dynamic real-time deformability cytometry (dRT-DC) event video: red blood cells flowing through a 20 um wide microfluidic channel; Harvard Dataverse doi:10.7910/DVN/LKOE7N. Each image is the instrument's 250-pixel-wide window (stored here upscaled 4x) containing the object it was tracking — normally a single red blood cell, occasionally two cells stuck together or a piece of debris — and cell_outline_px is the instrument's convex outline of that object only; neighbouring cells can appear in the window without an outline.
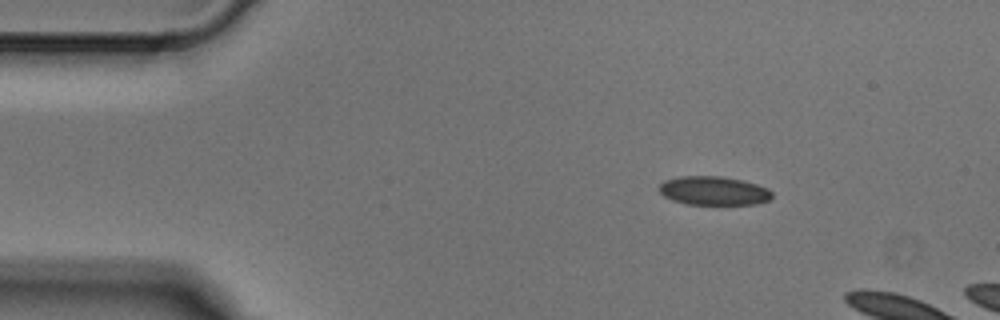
{"species": "Egyptian fruit bat (a non-hibernating species)", "species_latin": "Rousettus aegyptiacus", "temperature_condition": "cold", "stored_images_in_passage": 2, "camera_frame_rate_fps": 3000, "um_per_image_px": 0.085, "animal": {"sex": "male"}, "frame": {"image": 1, "passage_image": 1, "time_ms": 0.0, "image_size_px": [1000, 320], "cell_outline_px": [[772, 196], [768, 200], [756, 204], [688, 204], [672, 200], [664, 196], [660, 192], [660, 184], [664, 180], [680, 176], [720, 176], [740, 180], [756, 184], [768, 188], [772, 192]], "centroid_in_image_um": [60.65, 16.21], "position_along_channel_um": 24.3, "area_um2": 18.79}}